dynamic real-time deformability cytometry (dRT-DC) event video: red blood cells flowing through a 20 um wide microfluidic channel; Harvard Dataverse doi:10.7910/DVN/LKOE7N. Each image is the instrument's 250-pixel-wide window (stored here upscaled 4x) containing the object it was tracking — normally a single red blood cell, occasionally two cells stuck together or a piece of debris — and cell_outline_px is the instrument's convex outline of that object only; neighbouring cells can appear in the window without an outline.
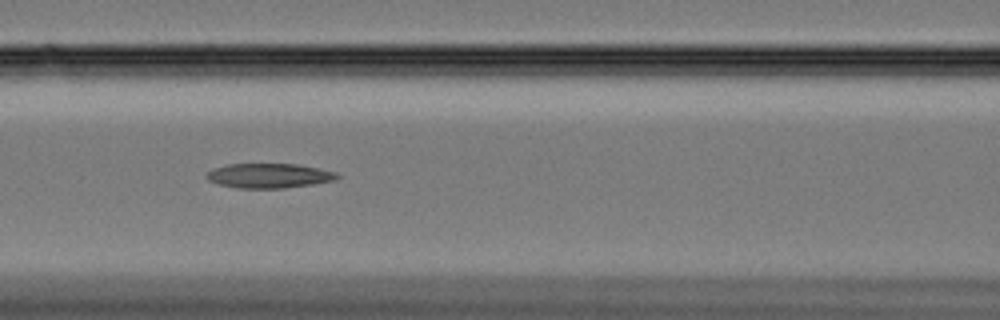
{"species": "Egyptian fruit bat (a non-hibernating species)", "species_latin": "Rousettus aegyptiacus", "temperature_condition": "cold", "stored_images_in_passage": 57, "camera_frame_rate_fps": 3000, "um_per_image_px": 0.085, "animal": {"sex": "female"}, "frame": {"image": 1, "passage_image": 23, "time_ms": 7.333, "image_size_px": [1000, 320], "cell_outline_px": [[340, 176], [332, 180], [312, 184], [284, 188], [240, 188], [220, 184], [208, 180], [204, 176], [212, 168], [228, 164], [296, 164], [336, 172]], "centroid_in_image_um": [22.82, 14.93], "position_along_channel_um": 143.8, "area_um2": 18.5}}
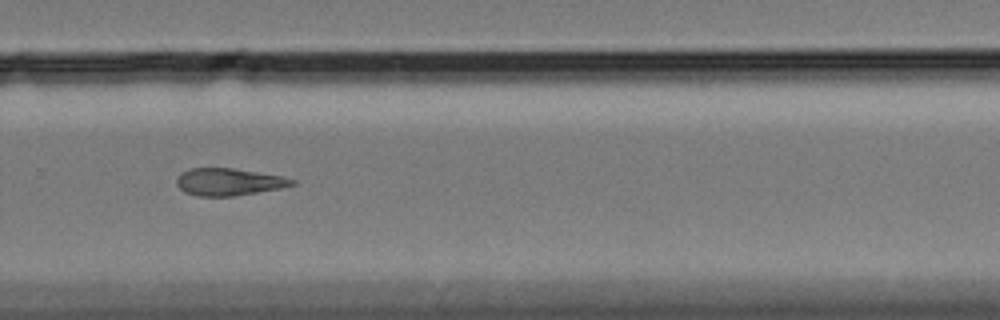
{"frame": {"image": 2, "passage_image": 38, "time_ms": 12.333, "image_size_px": [1000, 320], "cell_outline_px": [[296, 184], [280, 188], [236, 196], [196, 196], [184, 192], [176, 184], [176, 180], [180, 172], [188, 168], [232, 168], [280, 176], [296, 180]], "centroid_in_image_um": [19.39, 15.46], "position_along_channel_um": 310.4, "area_um2": 18.32}}
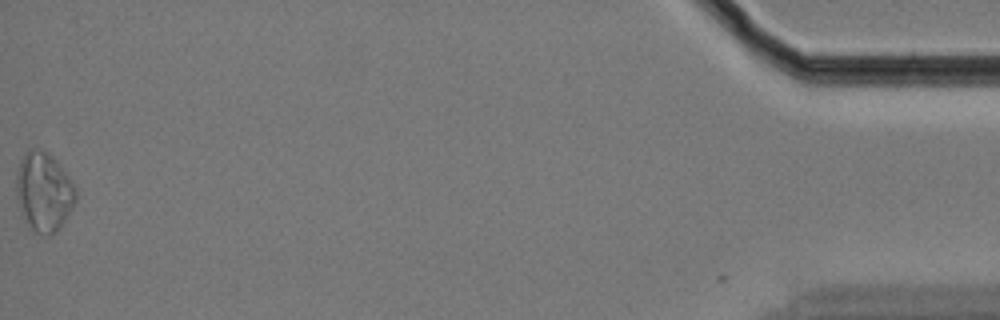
{"frame": {"image": 3, "passage_image": 57, "time_ms": 18.667, "image_size_px": [1000, 320], "cell_outline_px": [[76, 200], [72, 208], [60, 228], [52, 236], [44, 236], [32, 232], [20, 208], [16, 196], [16, 176], [20, 160], [28, 148], [48, 152], [56, 160], [68, 176], [76, 188]], "centroid_in_image_um": [3.72, 16.33], "position_along_channel_um": 431.5, "area_um2": 27.51}}